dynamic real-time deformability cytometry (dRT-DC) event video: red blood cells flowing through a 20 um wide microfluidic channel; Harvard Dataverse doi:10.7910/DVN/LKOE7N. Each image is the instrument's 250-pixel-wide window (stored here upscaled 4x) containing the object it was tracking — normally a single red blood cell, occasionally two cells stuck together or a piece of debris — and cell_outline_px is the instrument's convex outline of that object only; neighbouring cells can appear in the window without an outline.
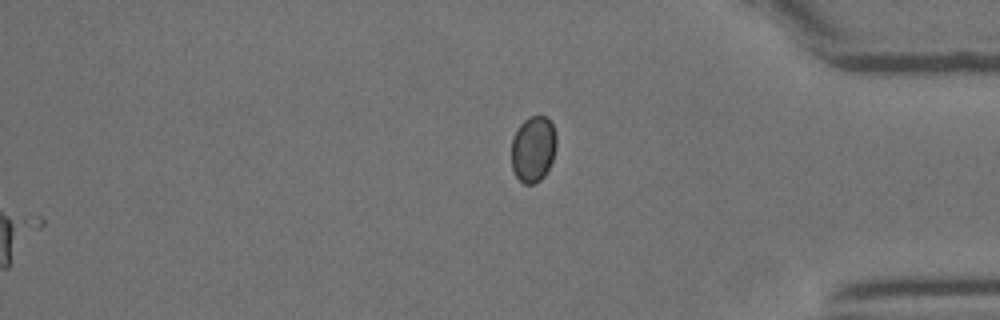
{"species": "Egyptian fruit bat (a non-hibernating species)", "species_latin": "Rousettus aegyptiacus", "temperature_condition": "room temperature", "stored_images_in_passage": 28, "segment_of_instrument_passage": [2, 2], "camera_frame_rate_fps": 3000, "um_per_image_px": 0.085, "animal": {"sex": "female"}, "frame": {"image": 1, "passage_image": 28, "time_ms": 9.0, "image_size_px": [1000, 320], "cell_outline_px": [[556, 148], [552, 160], [544, 176], [536, 184], [524, 184], [516, 176], [512, 168], [512, 140], [520, 124], [528, 116], [548, 116], [556, 132]], "centroid_in_image_um": [45.34, 12.65], "position_along_channel_um": 389.9, "area_um2": 17.4}}